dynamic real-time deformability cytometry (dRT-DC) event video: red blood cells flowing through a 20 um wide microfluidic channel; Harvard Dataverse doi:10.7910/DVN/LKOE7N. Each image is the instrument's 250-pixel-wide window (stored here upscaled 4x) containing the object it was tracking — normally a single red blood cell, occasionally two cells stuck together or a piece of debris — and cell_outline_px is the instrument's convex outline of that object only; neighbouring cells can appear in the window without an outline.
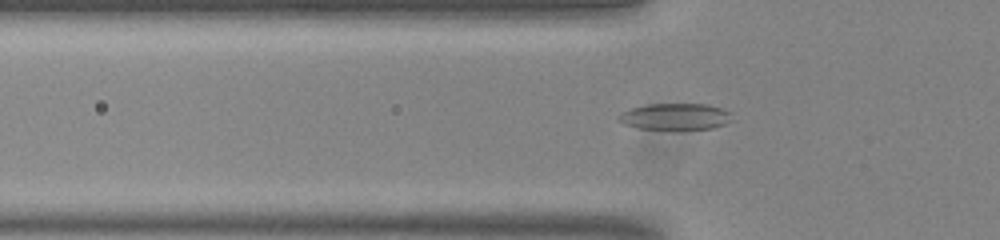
{"species": "common noctule bat (a hibernating species)", "species_latin": "Nyctalus noctula", "temperature_condition": "room temperature", "stored_images_in_passage": 42, "camera_frame_rate_fps": 3000, "um_per_image_px": 0.085, "animal": {"sex": "male", "body_mass_g": 20.0, "forearm_length_mm": 53.3}, "frame": {"image": 1, "passage_image": 6, "time_ms": 1.667, "image_size_px": [1000, 240], "cell_outline_px": [[732, 112], [728, 120], [724, 124], [712, 128], [640, 128], [624, 124], [616, 120], [616, 116], [620, 112], [628, 108], [648, 104], [708, 104]], "centroid_in_image_um": [57.31, 9.88], "position_along_channel_um": 68.5, "area_um2": 17.22}}
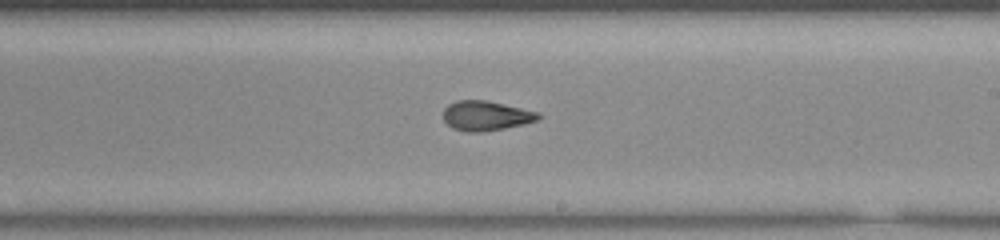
{"frame": {"image": 2, "passage_image": 20, "time_ms": 6.333, "image_size_px": [1000, 240], "cell_outline_px": [[544, 116], [540, 120], [524, 124], [504, 128], [480, 132], [464, 132], [452, 128], [444, 120], [444, 108], [448, 104], [456, 100], [484, 100], [504, 104], [540, 112]], "centroid_in_image_um": [41.34, 9.84], "position_along_channel_um": 247.7, "area_um2": 16.65}}
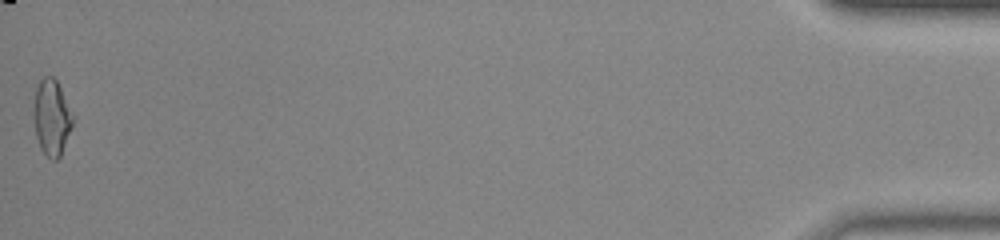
{"frame": {"image": 3, "passage_image": 42, "time_ms": 13.667, "image_size_px": [1000, 240], "cell_outline_px": [[72, 128], [60, 156], [56, 160], [52, 160], [40, 148], [36, 136], [32, 112], [36, 88], [40, 80], [44, 76], [52, 76], [56, 80], [72, 112]], "centroid_in_image_um": [4.37, 9.98], "position_along_channel_um": 430.8, "area_um2": 17.22}, "authors_computed_cell_mechanics": {"area_um2": 16.9065, "velocity_mm_per_s": 3.8376, "shape_relaxation_time_tau1_ms": null, "shape_relaxation_time_tau2_ms": 2.0282, "deformation_change_tau1": null, "deformation_change_tau2": 0.0907}}